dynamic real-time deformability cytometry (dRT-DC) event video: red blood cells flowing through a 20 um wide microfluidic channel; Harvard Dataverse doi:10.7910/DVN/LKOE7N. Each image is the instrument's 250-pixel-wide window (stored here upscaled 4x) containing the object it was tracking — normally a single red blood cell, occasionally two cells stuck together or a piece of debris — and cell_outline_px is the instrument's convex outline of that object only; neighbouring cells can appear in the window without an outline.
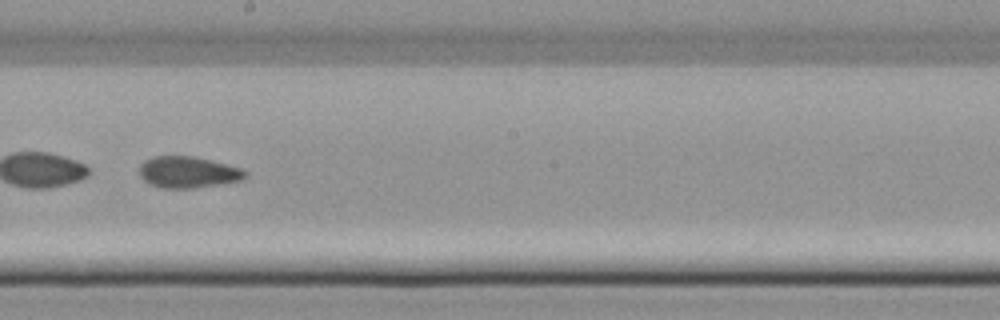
{"species": "common noctule bat (a hibernating species)", "species_latin": "Nyctalus noctula", "temperature_condition": "cold", "stored_images_in_passage": 42, "camera_frame_rate_fps": 3000, "um_per_image_px": 0.085, "animal": {"sex": "female", "body_mass_g": 22.7, "forearm_length_mm": 54.2}, "frame": {"image": 1, "passage_image": 22, "time_ms": 7.0, "image_size_px": [1000, 320], "cell_outline_px": [[248, 176], [240, 180], [192, 188], [164, 188], [152, 184], [144, 180], [140, 176], [140, 164], [144, 160], [152, 156], [192, 156], [240, 168], [248, 172]], "centroid_in_image_um": [15.95, 14.63], "position_along_channel_um": 232.3, "area_um2": 19.02}}
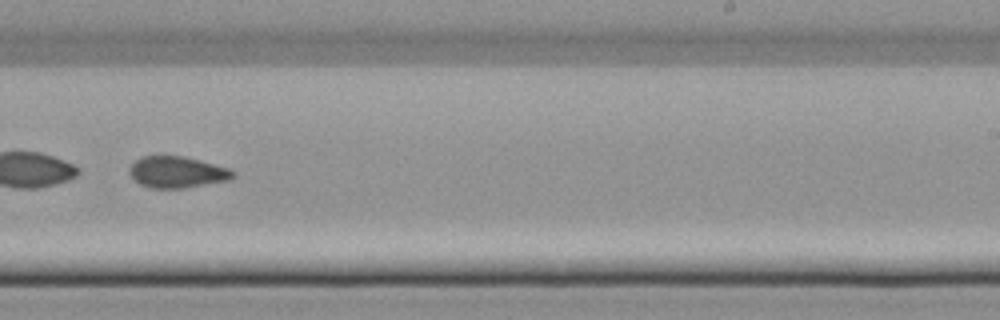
{"frame": {"image": 2, "passage_image": 25, "time_ms": 8.0, "image_size_px": [1000, 320], "cell_outline_px": [[236, 176], [232, 180], [184, 188], [152, 188], [140, 184], [128, 172], [128, 168], [140, 156], [184, 156], [200, 160], [228, 168], [236, 172]], "centroid_in_image_um": [15.09, 14.63], "position_along_channel_um": 273.9, "area_um2": 19.07}}
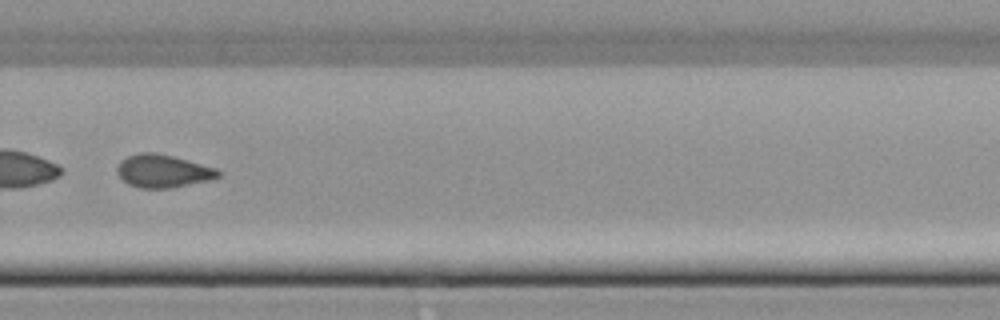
{"frame": {"image": 3, "passage_image": 28, "time_ms": 9.0, "image_size_px": [1000, 320], "cell_outline_px": [[220, 176], [208, 180], [168, 188], [140, 188], [128, 184], [116, 172], [116, 168], [120, 160], [128, 156], [140, 152], [156, 152], [188, 160], [216, 168], [220, 172]], "centroid_in_image_um": [13.81, 14.53], "position_along_channel_um": 316.0, "area_um2": 19.25}}